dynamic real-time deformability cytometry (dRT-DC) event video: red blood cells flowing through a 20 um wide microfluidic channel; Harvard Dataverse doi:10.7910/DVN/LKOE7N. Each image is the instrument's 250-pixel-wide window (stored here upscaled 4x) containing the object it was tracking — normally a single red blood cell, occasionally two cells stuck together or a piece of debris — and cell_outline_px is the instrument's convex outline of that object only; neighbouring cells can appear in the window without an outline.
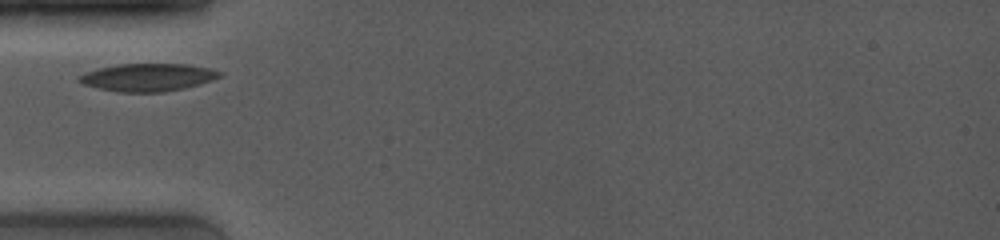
{"species": "common noctule bat (a hibernating species)", "species_latin": "Nyctalus noctula", "temperature_condition": "room temperature", "stored_images_in_passage": 26, "camera_frame_rate_fps": 4000, "um_per_image_px": 0.085, "animal": {"sex": "female", "body_mass_g": 19.0, "forearm_length_mm": 53.3}, "frame": {"image": 1, "passage_image": 1, "time_ms": 0.0, "image_size_px": [1000, 240], "cell_outline_px": [[220, 76], [212, 80], [200, 84], [184, 88], [164, 92], [116, 92], [96, 88], [84, 84], [76, 80], [76, 76], [100, 68], [120, 64], [188, 64], [208, 68], [220, 72]], "centroid_in_image_um": [12.53, 6.58], "position_along_channel_um": 72.5, "area_um2": 22.6}}
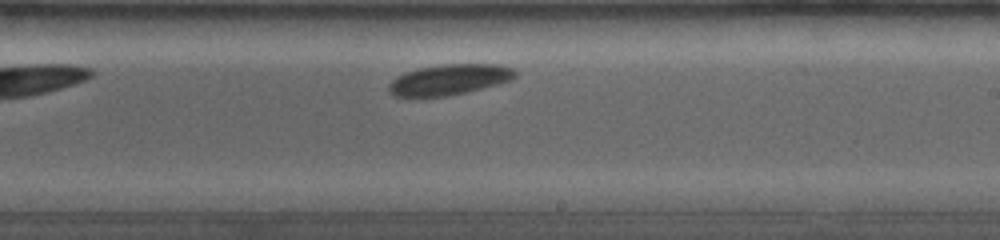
{"frame": {"image": 2, "passage_image": 18, "time_ms": 4.75, "image_size_px": [1000, 240], "cell_outline_px": [[516, 76], [512, 80], [464, 92], [444, 96], [396, 96], [388, 88], [388, 84], [396, 76], [404, 72], [416, 68], [444, 64], [500, 64], [512, 68], [516, 72]], "centroid_in_image_um": [38.18, 6.74], "position_along_channel_um": 250.8, "area_um2": 22.31}}
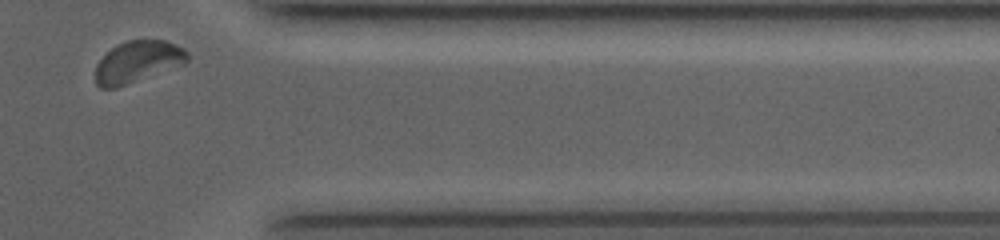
{"frame": {"image": 3, "passage_image": 26, "time_ms": 8.75, "image_size_px": [1000, 240], "cell_outline_px": [[188, 60], [184, 64], [128, 84], [116, 88], [100, 88], [96, 84], [96, 64], [116, 44], [128, 40], [168, 40], [184, 48], [188, 52]], "centroid_in_image_um": [11.72, 5.24], "position_along_channel_um": 399.7, "area_um2": 22.31}}